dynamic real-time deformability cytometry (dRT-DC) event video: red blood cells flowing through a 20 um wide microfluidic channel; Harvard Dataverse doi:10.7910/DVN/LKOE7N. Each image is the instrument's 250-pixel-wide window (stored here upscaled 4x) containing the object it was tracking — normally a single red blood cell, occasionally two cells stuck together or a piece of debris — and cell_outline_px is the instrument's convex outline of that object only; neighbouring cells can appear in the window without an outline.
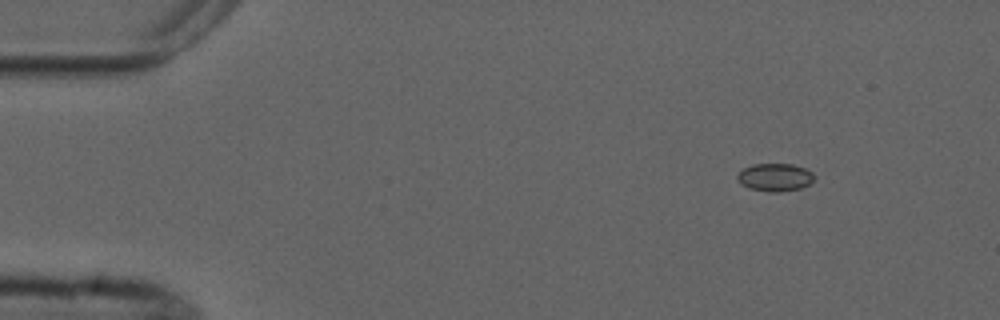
{"species": "common noctule bat (a hibernating species)", "species_latin": "Nyctalus noctula", "temperature_condition": "cold", "stored_images_in_passage": 6, "camera_frame_rate_fps": 3000, "um_per_image_px": 0.085, "animal": {"sex": "male", "forearm_length_mm": 52.5}, "frame": {"image": 1, "passage_image": 2, "time_ms": 1.333, "image_size_px": [1000, 320], "cell_outline_px": [[816, 176], [808, 184], [800, 188], [780, 192], [768, 192], [748, 188], [740, 184], [736, 180], [736, 176], [744, 168], [752, 164], [792, 164], [804, 168], [812, 172]], "centroid_in_image_um": [65.84, 15.07], "position_along_channel_um": 19.2, "area_um2": 12.54}}
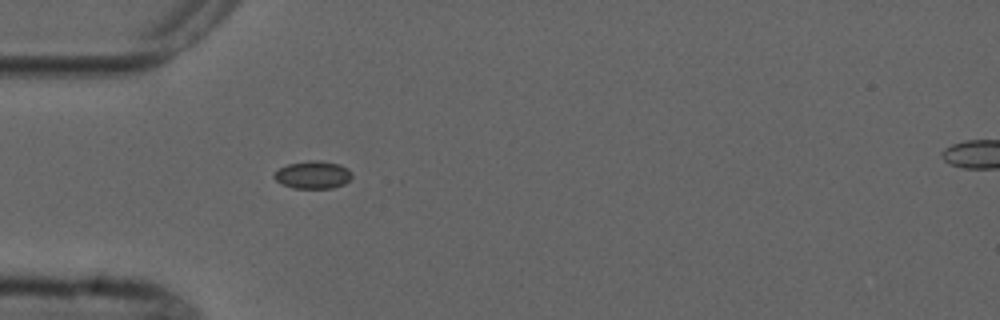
{"frame": {"image": 2, "passage_image": 5, "time_ms": 4.667, "image_size_px": [1000, 320], "cell_outline_px": [[352, 176], [344, 184], [332, 188], [292, 188], [280, 184], [272, 176], [280, 168], [288, 164], [308, 160], [320, 160], [340, 164], [348, 168], [352, 172]], "centroid_in_image_um": [26.6, 14.85], "position_along_channel_um": 58.4, "area_um2": 12.66}}